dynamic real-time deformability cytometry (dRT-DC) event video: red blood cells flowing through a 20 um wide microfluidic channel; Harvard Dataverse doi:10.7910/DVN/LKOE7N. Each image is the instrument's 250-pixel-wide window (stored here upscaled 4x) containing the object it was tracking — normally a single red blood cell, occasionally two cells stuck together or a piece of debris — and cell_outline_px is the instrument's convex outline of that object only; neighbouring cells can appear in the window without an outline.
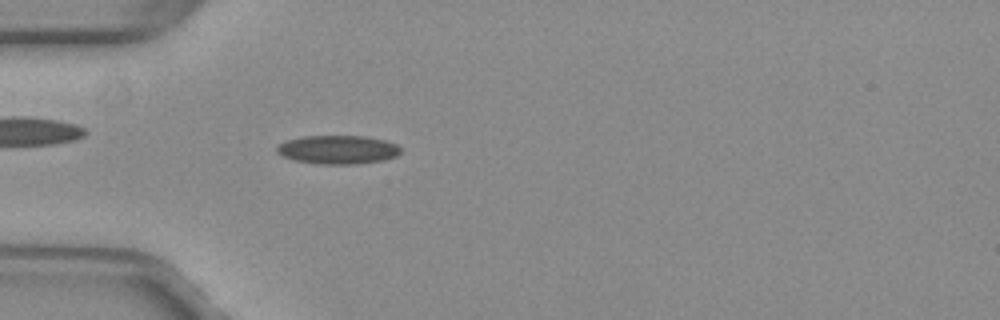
{"species": "common noctule bat (a hibernating species)", "species_latin": "Nyctalus noctula", "temperature_condition": "warm", "stored_images_in_passage": 43, "camera_frame_rate_fps": 3000, "um_per_image_px": 0.085, "animal": {"sex": "female", "body_mass_g": 29.2, "forearm_length_mm": 56.3}, "frame": {"image": 1, "passage_image": 7, "time_ms": 2.0, "image_size_px": [1000, 320], "cell_outline_px": [[400, 152], [396, 156], [384, 160], [356, 164], [320, 164], [296, 160], [284, 156], [276, 152], [276, 148], [284, 140], [300, 136], [364, 136], [384, 140], [396, 144], [400, 148]], "centroid_in_image_um": [28.7, 12.71], "position_along_channel_um": 56.3, "area_um2": 20.63}}
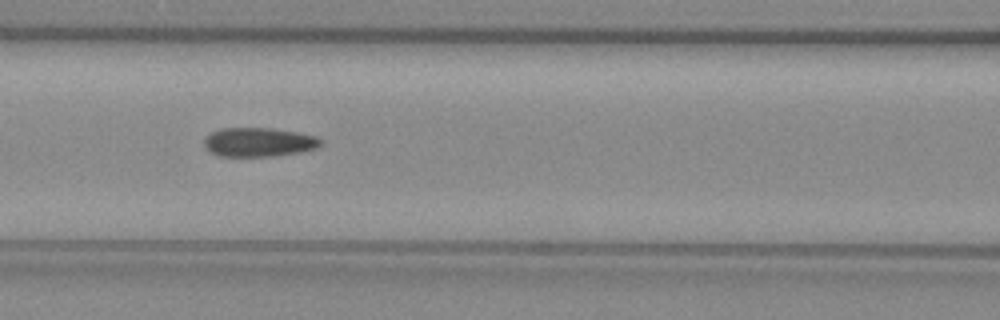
{"frame": {"image": 2, "passage_image": 14, "time_ms": 4.333, "image_size_px": [1000, 320], "cell_outline_px": [[320, 144], [316, 148], [300, 152], [272, 156], [220, 156], [208, 152], [204, 148], [204, 140], [212, 132], [220, 128], [272, 128], [296, 132], [316, 136], [320, 140]], "centroid_in_image_um": [21.94, 12.08], "position_along_channel_um": 144.7, "area_um2": 19.65}}
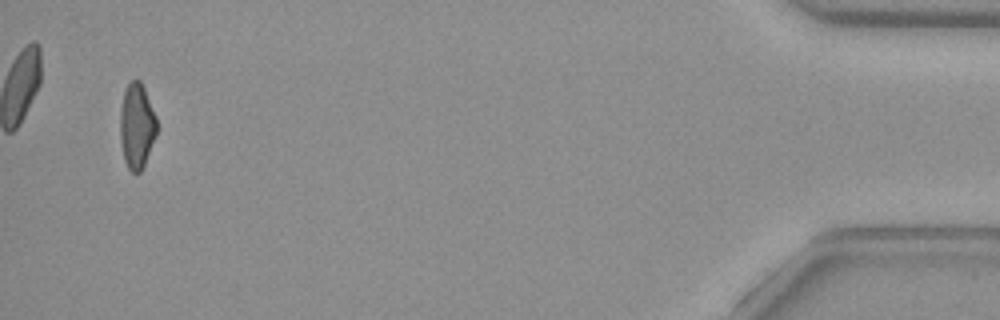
{"frame": {"image": 3, "passage_image": 41, "time_ms": 13.333, "image_size_px": [1000, 320], "cell_outline_px": [[156, 132], [144, 164], [140, 172], [132, 172], [128, 168], [124, 160], [120, 140], [120, 112], [124, 92], [128, 84], [132, 80], [140, 80], [144, 88], [156, 116]], "centroid_in_image_um": [11.6, 10.7], "position_along_channel_um": 423.6, "area_um2": 17.86}, "authors_computed_cell_mechanics": {"area_um2": 19.363, "velocity_mm_per_s": 4.0568, "shape_relaxation_time_tau1_ms": null, "shape_relaxation_time_tau2_ms": 2.984, "deformation_change_tau1": null, "deformation_change_tau2": 0.0957}}